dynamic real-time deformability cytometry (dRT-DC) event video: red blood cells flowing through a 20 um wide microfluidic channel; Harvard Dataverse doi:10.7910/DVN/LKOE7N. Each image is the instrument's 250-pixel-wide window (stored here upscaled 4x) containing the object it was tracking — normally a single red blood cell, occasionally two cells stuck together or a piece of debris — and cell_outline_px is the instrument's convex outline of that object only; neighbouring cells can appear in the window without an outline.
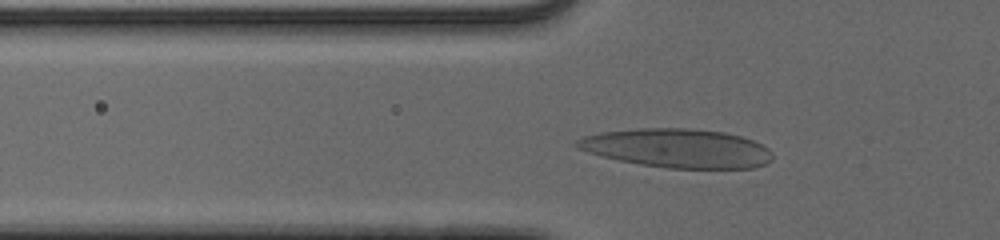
{"species": "human", "species_latin": "Homo sapiens", "temperature_condition": "cold", "stored_images_in_passage": 48, "camera_frame_rate_fps": 3000, "um_per_image_px": 0.085, "donor": {"sex": "male"}, "frame": {"image": 1, "passage_image": 14, "time_ms": 4.333, "image_size_px": [1000, 240], "cell_outline_px": [[772, 160], [764, 164], [752, 168], [664, 168], [640, 164], [620, 160], [588, 152], [576, 148], [572, 144], [576, 140], [584, 136], [600, 132], [636, 128], [692, 128], [724, 132], [740, 136], [752, 140], [768, 148], [772, 152]], "centroid_in_image_um": [57.54, 12.59], "position_along_channel_um": 68.3, "area_um2": 44.39}}
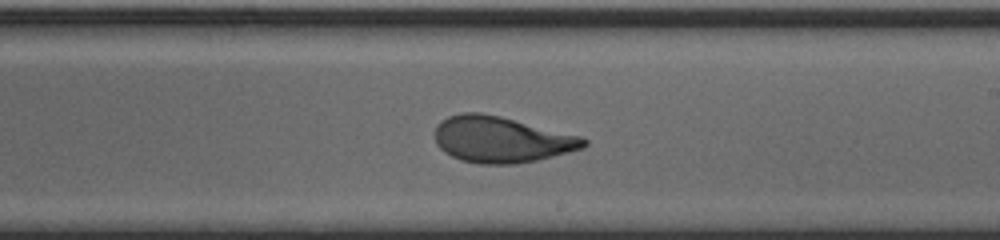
{"frame": {"image": 2, "passage_image": 28, "time_ms": 9.0, "image_size_px": [1000, 240], "cell_outline_px": [[588, 144], [584, 148], [536, 160], [516, 164], [480, 164], [460, 160], [444, 152], [436, 144], [436, 124], [440, 120], [448, 116], [460, 112], [480, 112], [500, 116], [580, 136], [588, 140]], "centroid_in_image_um": [42.58, 11.85], "position_along_channel_um": 246.4, "area_um2": 40.0}}
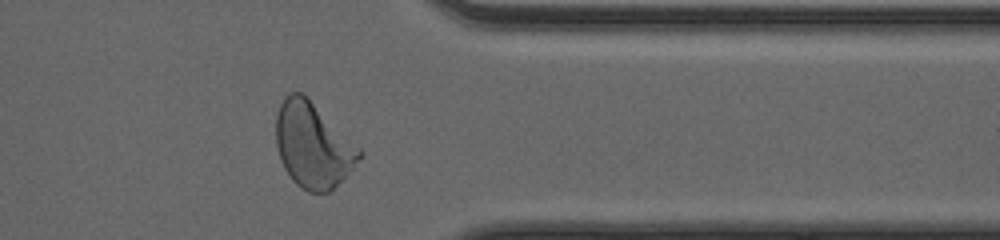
{"frame": {"image": 3, "passage_image": 39, "time_ms": 12.667, "image_size_px": [1000, 240], "cell_outline_px": [[364, 152], [352, 168], [328, 192], [308, 192], [300, 188], [292, 180], [284, 168], [280, 160], [276, 144], [276, 116], [280, 104], [284, 96], [288, 92], [304, 92]], "centroid_in_image_um": [26.56, 12.3], "position_along_channel_um": 384.8, "area_um2": 41.33}}